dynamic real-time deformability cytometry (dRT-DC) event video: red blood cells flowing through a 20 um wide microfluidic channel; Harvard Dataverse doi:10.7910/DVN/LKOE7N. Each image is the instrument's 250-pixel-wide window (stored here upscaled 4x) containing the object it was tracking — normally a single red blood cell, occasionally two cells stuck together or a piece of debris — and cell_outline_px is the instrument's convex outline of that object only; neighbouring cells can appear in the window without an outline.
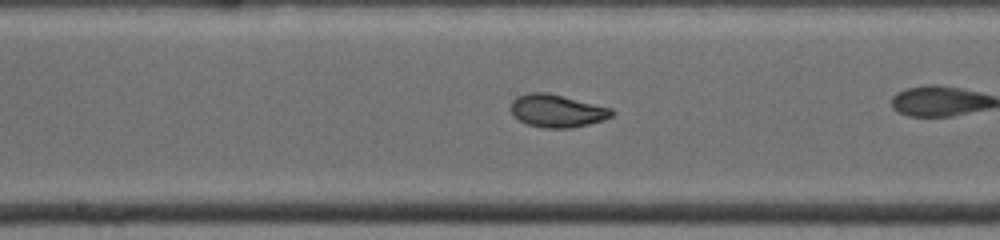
{"species": "common noctule bat (a hibernating species)", "species_latin": "Nyctalus noctula", "temperature_condition": "warm", "stored_images_in_passage": 17, "camera_frame_rate_fps": 4500, "um_per_image_px": 0.085, "animal": {"sex": "female", "body_mass_g": 19.0, "forearm_length_mm": 53.3}, "frame": {"image": 1, "passage_image": 15, "time_ms": 4.444, "image_size_px": [1000, 240], "cell_outline_px": [[616, 112], [612, 116], [588, 124], [572, 128], [544, 128], [528, 124], [512, 116], [508, 108], [512, 100], [516, 96], [528, 92], [548, 92], [612, 108]], "centroid_in_image_um": [47.29, 9.41], "position_along_channel_um": 200.9, "area_um2": 19.54}}